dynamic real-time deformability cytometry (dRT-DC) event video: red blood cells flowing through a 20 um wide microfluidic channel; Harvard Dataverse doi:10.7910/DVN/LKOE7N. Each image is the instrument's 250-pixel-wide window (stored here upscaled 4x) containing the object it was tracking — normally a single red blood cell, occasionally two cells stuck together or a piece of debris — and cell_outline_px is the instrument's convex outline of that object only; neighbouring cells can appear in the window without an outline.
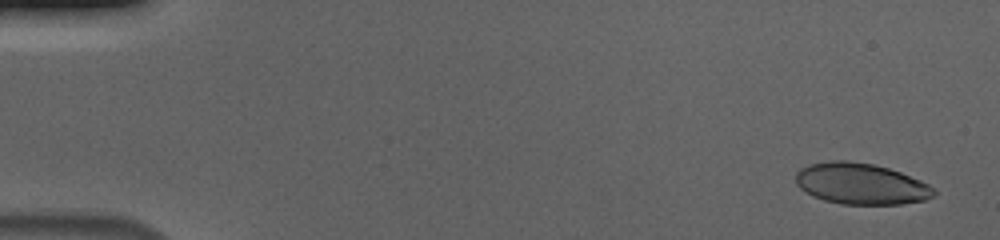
{"species": "human", "species_latin": "Homo sapiens", "temperature_condition": "cold", "stored_images_in_passage": 56, "camera_frame_rate_fps": 3000, "um_per_image_px": 0.085, "donor": {"sex": "male"}, "frame": {"image": 1, "passage_image": 3, "time_ms": 0.667, "image_size_px": [1000, 240], "cell_outline_px": [[936, 192], [932, 196], [924, 200], [900, 204], [840, 204], [824, 200], [812, 196], [800, 188], [796, 184], [796, 172], [800, 168], [808, 164], [832, 160], [844, 160], [872, 164], [888, 168], [900, 172], [920, 180], [928, 184]], "centroid_in_image_um": [73.13, 15.62], "position_along_channel_um": 11.9, "area_um2": 33.06}}
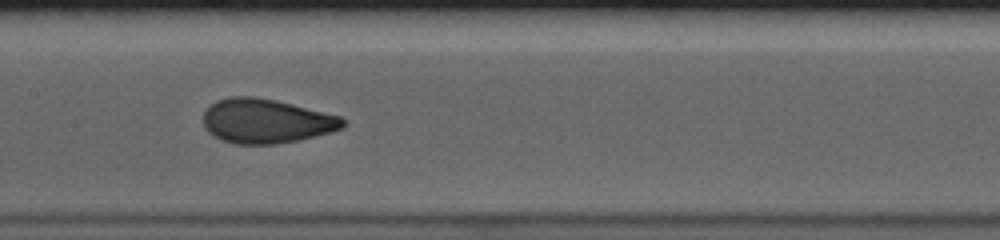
{"frame": {"image": 2, "passage_image": 29, "time_ms": 9.333, "image_size_px": [1000, 240], "cell_outline_px": [[344, 128], [300, 140], [276, 144], [236, 144], [220, 140], [212, 136], [204, 128], [204, 112], [216, 100], [228, 96], [252, 96], [276, 100], [340, 116], [344, 120]], "centroid_in_image_um": [22.59, 10.29], "position_along_channel_um": 184.8, "area_um2": 36.18}}
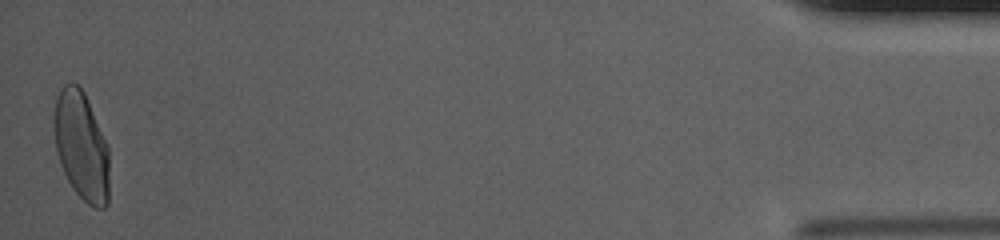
{"frame": {"image": 3, "passage_image": 56, "time_ms": 18.333, "image_size_px": [1000, 240], "cell_outline_px": [[108, 204], [104, 208], [96, 208], [88, 204], [72, 188], [60, 164], [56, 152], [56, 96], [60, 88], [64, 84], [76, 84], [84, 92], [108, 148]], "centroid_in_image_um": [6.93, 12.45], "position_along_channel_um": 428.3, "area_um2": 34.04}, "authors_computed_cell_mechanics": {"area_um2": 34.9112, "velocity_mm_per_s": 3.6875, "shape_relaxation_time_tau1_ms": 3.4473, "shape_relaxation_time_tau2_ms": null, "deformation_change_tau1": 0.1619, "deformation_change_tau2": null}}